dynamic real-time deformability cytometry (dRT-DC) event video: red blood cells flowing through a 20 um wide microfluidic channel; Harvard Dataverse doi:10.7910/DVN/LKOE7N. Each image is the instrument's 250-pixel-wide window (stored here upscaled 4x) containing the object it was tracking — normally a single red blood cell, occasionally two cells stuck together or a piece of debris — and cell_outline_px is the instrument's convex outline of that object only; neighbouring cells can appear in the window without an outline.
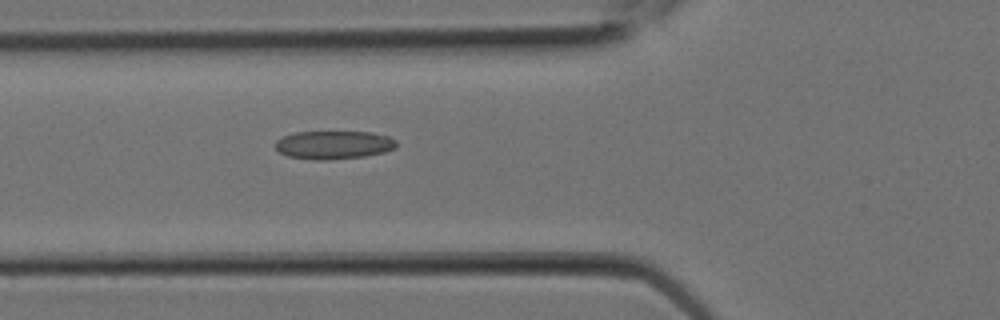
{"species": "Egyptian fruit bat (a non-hibernating species)", "species_latin": "Rousettus aegyptiacus", "temperature_condition": "room temperature", "stored_images_in_passage": 8, "camera_frame_rate_fps": 3000, "um_per_image_px": 0.085, "animal": {"sex": "female"}, "frame": {"image": 1, "passage_image": 8, "time_ms": 2.333, "image_size_px": [1000, 320], "cell_outline_px": [[396, 148], [384, 152], [364, 156], [328, 160], [312, 160], [288, 156], [280, 152], [276, 148], [276, 140], [284, 136], [296, 132], [372, 132], [388, 136], [396, 140]], "centroid_in_image_um": [28.38, 12.32], "position_along_channel_um": 97.4, "area_um2": 19.94}}